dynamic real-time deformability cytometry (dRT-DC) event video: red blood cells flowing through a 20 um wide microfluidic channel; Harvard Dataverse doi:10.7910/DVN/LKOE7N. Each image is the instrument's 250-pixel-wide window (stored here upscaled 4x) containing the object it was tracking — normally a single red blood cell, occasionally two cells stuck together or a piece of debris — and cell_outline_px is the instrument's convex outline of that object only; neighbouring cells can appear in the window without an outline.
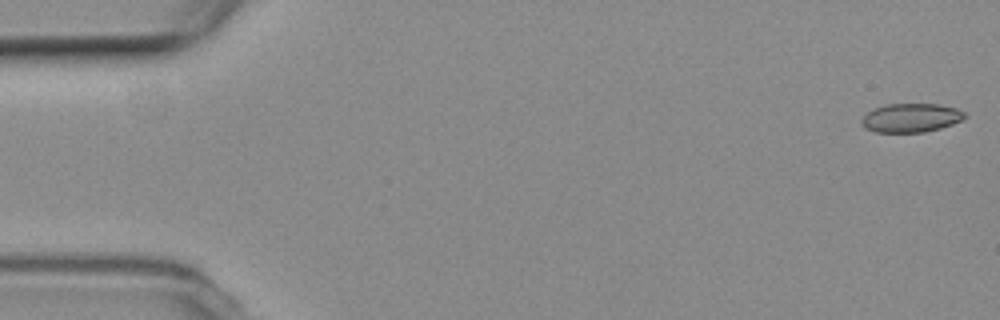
{"species": "common noctule bat (a hibernating species)", "species_latin": "Nyctalus noctula", "temperature_condition": "room temperature", "stored_images_in_passage": 7, "camera_frame_rate_fps": 3000, "um_per_image_px": 0.085, "animal": {"sex": "female", "body_mass_g": 19.3, "forearm_length_mm": 54.1}, "frame": {"image": 1, "passage_image": 1, "time_ms": 0.0, "image_size_px": [1000, 320], "cell_outline_px": [[968, 116], [952, 124], [940, 128], [924, 132], [876, 132], [864, 128], [860, 124], [860, 120], [868, 112], [876, 108], [888, 104], [936, 104], [956, 108], [964, 112]], "centroid_in_image_um": [77.42, 10.02], "position_along_channel_um": 7.6, "area_um2": 17.22}}
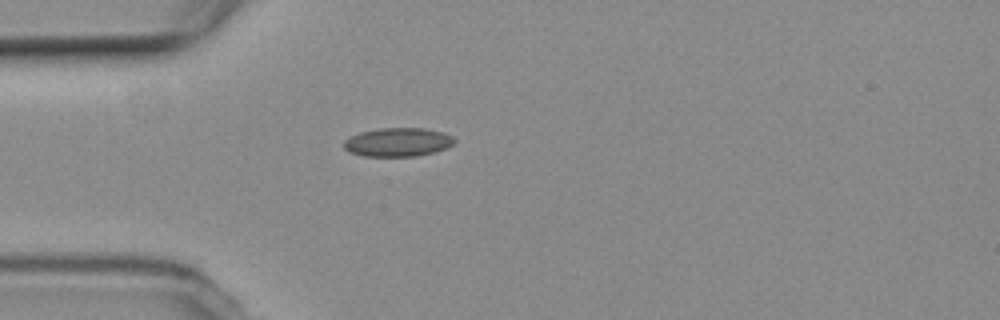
{"frame": {"image": 2, "passage_image": 5, "time_ms": 5.0, "image_size_px": [1000, 320], "cell_outline_px": [[456, 140], [452, 144], [444, 148], [432, 152], [416, 156], [364, 156], [348, 152], [344, 148], [344, 140], [360, 132], [380, 128], [424, 128], [444, 132], [452, 136]], "centroid_in_image_um": [33.8, 12.08], "position_along_channel_um": 51.2, "area_um2": 18.38}}
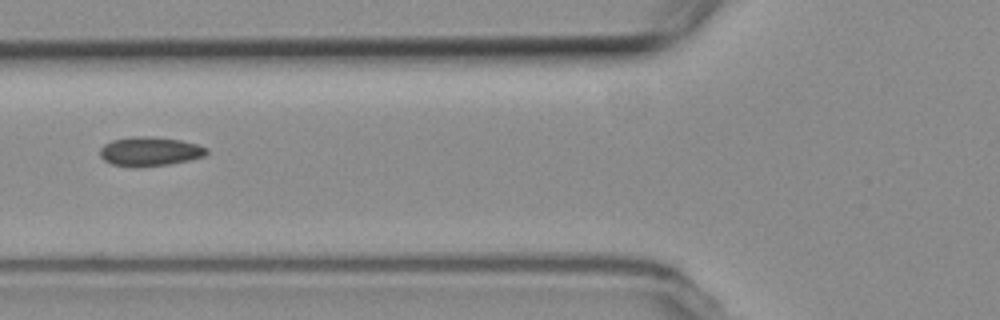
{"frame": {"image": 3, "passage_image": 7, "time_ms": 7.0, "image_size_px": [1000, 320], "cell_outline_px": [[208, 152], [204, 156], [188, 160], [168, 164], [140, 168], [132, 168], [112, 164], [104, 160], [100, 156], [100, 148], [104, 144], [112, 140], [132, 136], [152, 136], [180, 140], [196, 144], [208, 148]], "centroid_in_image_um": [12.7, 12.88], "position_along_channel_um": 113.1, "area_um2": 18.32}}